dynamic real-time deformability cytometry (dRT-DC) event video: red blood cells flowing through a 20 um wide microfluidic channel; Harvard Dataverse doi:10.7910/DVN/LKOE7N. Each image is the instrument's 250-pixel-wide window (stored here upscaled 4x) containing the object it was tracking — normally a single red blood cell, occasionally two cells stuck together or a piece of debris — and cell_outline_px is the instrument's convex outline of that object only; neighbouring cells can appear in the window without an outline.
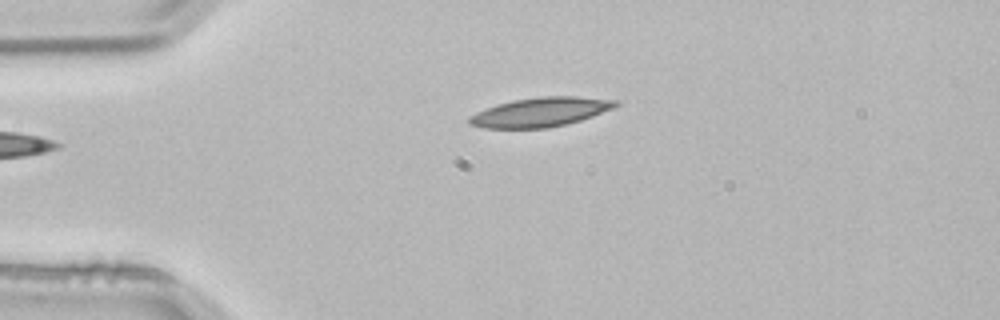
{"species": "common noctule bat (a hibernating species)", "species_latin": "Nyctalus noctula", "temperature_condition": "room temperature", "stored_images_in_passage": 3, "camera_frame_rate_fps": 3000, "um_per_image_px": 0.085, "animal": {"sex": "male", "body_mass_g": 21.5, "forearm_length_mm": 52.0}, "frame": {"image": 1, "passage_image": 3, "time_ms": 0.667, "image_size_px": [1000, 320], "cell_outline_px": [[620, 104], [616, 108], [568, 124], [548, 128], [484, 128], [468, 124], [468, 116], [484, 108], [496, 104], [512, 100], [540, 96], [576, 96], [616, 100]], "centroid_in_image_um": [45.93, 9.52], "position_along_channel_um": 39.1, "area_um2": 25.26}}